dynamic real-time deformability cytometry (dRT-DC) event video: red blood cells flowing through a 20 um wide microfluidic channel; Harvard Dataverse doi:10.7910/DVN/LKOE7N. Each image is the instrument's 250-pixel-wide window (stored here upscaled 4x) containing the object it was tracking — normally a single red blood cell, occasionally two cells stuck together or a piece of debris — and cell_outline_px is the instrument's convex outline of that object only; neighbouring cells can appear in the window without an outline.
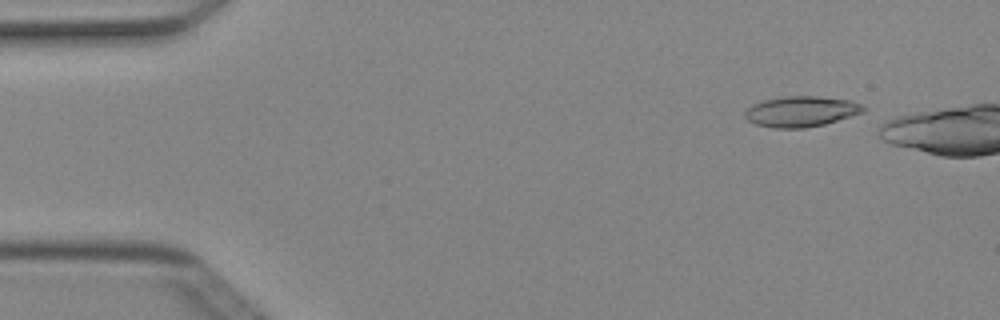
{"species": "Egyptian fruit bat (a non-hibernating species)", "species_latin": "Rousettus aegyptiacus", "temperature_condition": "cold", "stored_images_in_passage": 4, "camera_frame_rate_fps": 3000, "um_per_image_px": 0.085, "animal": {"sex": "female"}, "frame": {"image": 1, "passage_image": 1, "time_ms": 0.0, "image_size_px": [1000, 320], "cell_outline_px": [[868, 108], [864, 112], [824, 124], [804, 128], [772, 128], [756, 124], [748, 120], [744, 116], [744, 112], [752, 104], [764, 100], [784, 96], [816, 96], [852, 100]], "centroid_in_image_um": [68.1, 9.47], "position_along_channel_um": 16.9, "area_um2": 21.15}}